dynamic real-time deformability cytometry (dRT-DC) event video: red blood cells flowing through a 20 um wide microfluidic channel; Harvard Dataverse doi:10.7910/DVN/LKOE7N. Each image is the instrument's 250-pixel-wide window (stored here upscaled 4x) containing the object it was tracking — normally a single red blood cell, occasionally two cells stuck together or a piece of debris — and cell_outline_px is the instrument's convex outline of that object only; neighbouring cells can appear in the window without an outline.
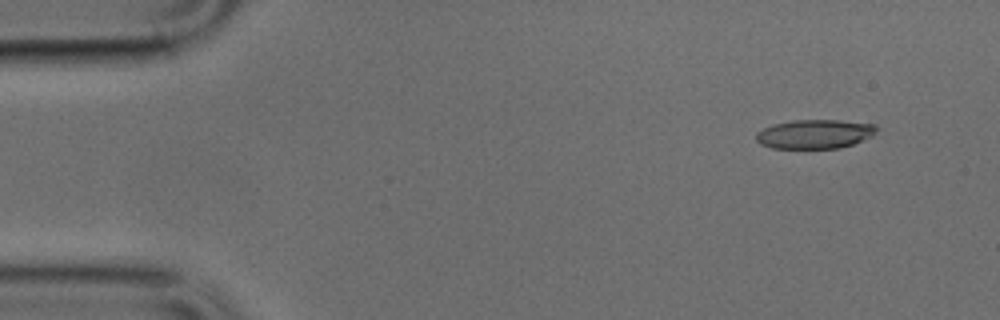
{"species": "common noctule bat (a hibernating species)", "species_latin": "Nyctalus noctula", "temperature_condition": "cold", "stored_images_in_passage": 30, "camera_frame_rate_fps": 3000, "um_per_image_px": 0.085, "animal": {"sex": "male", "body_mass_g": 17.9, "forearm_length_mm": 54.2}, "frame": {"image": 1, "passage_image": 1, "time_ms": 0.0, "image_size_px": [1000, 320], "cell_outline_px": [[876, 132], [872, 136], [852, 144], [840, 148], [772, 148], [760, 144], [756, 140], [756, 132], [772, 124], [792, 120], [840, 120], [876, 124]], "centroid_in_image_um": [69.24, 11.39], "position_along_channel_um": 15.8, "area_um2": 20.46}}
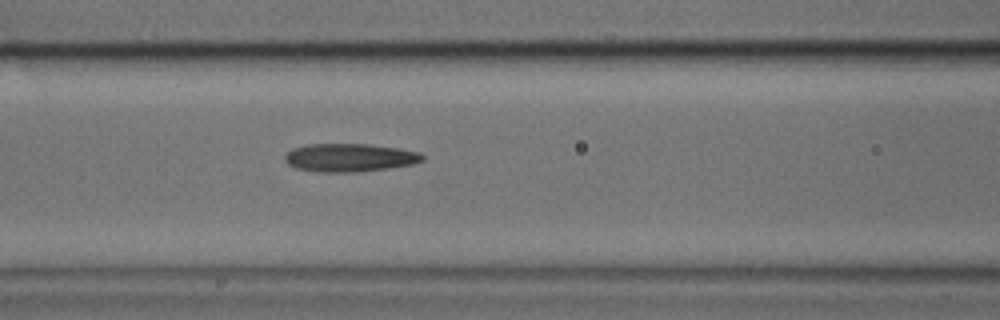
{"frame": {"image": 2, "passage_image": 17, "time_ms": 5.333, "image_size_px": [1000, 320], "cell_outline_px": [[424, 160], [412, 164], [388, 168], [356, 172], [320, 172], [296, 168], [288, 164], [284, 160], [284, 156], [292, 148], [308, 144], [368, 144], [400, 148], [420, 152], [424, 156]], "centroid_in_image_um": [29.72, 13.39], "position_along_channel_um": 136.9, "area_um2": 22.66}}
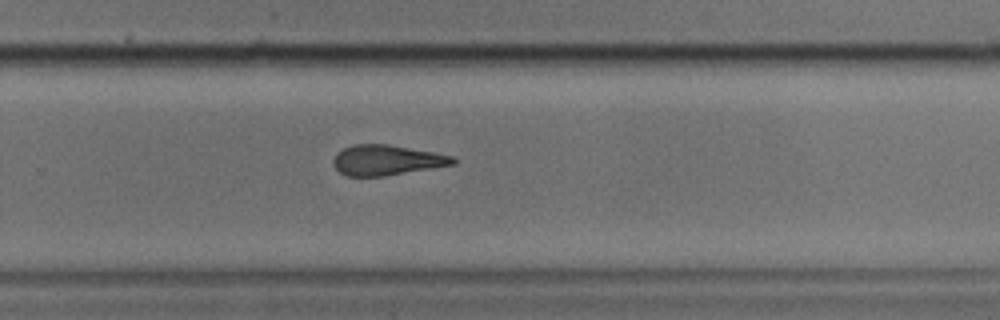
{"frame": {"image": 3, "passage_image": 29, "time_ms": 9.333, "image_size_px": [1000, 320], "cell_outline_px": [[456, 164], [384, 176], [348, 176], [340, 172], [332, 164], [332, 160], [336, 152], [352, 144], [388, 144], [432, 152], [452, 156], [456, 160]], "centroid_in_image_um": [32.82, 13.61], "position_along_channel_um": 297.0, "area_um2": 21.04}}